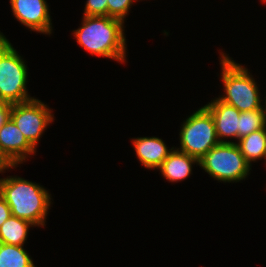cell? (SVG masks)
Instances as JSON below:
<instances>
[{"instance_id": "obj_8", "label": "cell", "mask_w": 266, "mask_h": 267, "mask_svg": "<svg viewBox=\"0 0 266 267\" xmlns=\"http://www.w3.org/2000/svg\"><path fill=\"white\" fill-rule=\"evenodd\" d=\"M14 18L30 31L50 35L52 23L46 0H9Z\"/></svg>"}, {"instance_id": "obj_11", "label": "cell", "mask_w": 266, "mask_h": 267, "mask_svg": "<svg viewBox=\"0 0 266 267\" xmlns=\"http://www.w3.org/2000/svg\"><path fill=\"white\" fill-rule=\"evenodd\" d=\"M131 141L138 160L147 169H158L174 148L169 149L159 137H137Z\"/></svg>"}, {"instance_id": "obj_20", "label": "cell", "mask_w": 266, "mask_h": 267, "mask_svg": "<svg viewBox=\"0 0 266 267\" xmlns=\"http://www.w3.org/2000/svg\"><path fill=\"white\" fill-rule=\"evenodd\" d=\"M12 105L0 100V128L10 117Z\"/></svg>"}, {"instance_id": "obj_1", "label": "cell", "mask_w": 266, "mask_h": 267, "mask_svg": "<svg viewBox=\"0 0 266 267\" xmlns=\"http://www.w3.org/2000/svg\"><path fill=\"white\" fill-rule=\"evenodd\" d=\"M76 42L91 55L126 62L124 22L110 16H85L81 26L73 30Z\"/></svg>"}, {"instance_id": "obj_2", "label": "cell", "mask_w": 266, "mask_h": 267, "mask_svg": "<svg viewBox=\"0 0 266 267\" xmlns=\"http://www.w3.org/2000/svg\"><path fill=\"white\" fill-rule=\"evenodd\" d=\"M0 195L9 205L12 215L44 227L52 196L38 183L18 176L0 178Z\"/></svg>"}, {"instance_id": "obj_15", "label": "cell", "mask_w": 266, "mask_h": 267, "mask_svg": "<svg viewBox=\"0 0 266 267\" xmlns=\"http://www.w3.org/2000/svg\"><path fill=\"white\" fill-rule=\"evenodd\" d=\"M0 267H36L23 246L0 243Z\"/></svg>"}, {"instance_id": "obj_13", "label": "cell", "mask_w": 266, "mask_h": 267, "mask_svg": "<svg viewBox=\"0 0 266 267\" xmlns=\"http://www.w3.org/2000/svg\"><path fill=\"white\" fill-rule=\"evenodd\" d=\"M237 142L241 154L251 166L252 162L266 160V128L254 131Z\"/></svg>"}, {"instance_id": "obj_6", "label": "cell", "mask_w": 266, "mask_h": 267, "mask_svg": "<svg viewBox=\"0 0 266 267\" xmlns=\"http://www.w3.org/2000/svg\"><path fill=\"white\" fill-rule=\"evenodd\" d=\"M180 128V147L176 149L198 160L220 143L214 119L204 106L188 116Z\"/></svg>"}, {"instance_id": "obj_4", "label": "cell", "mask_w": 266, "mask_h": 267, "mask_svg": "<svg viewBox=\"0 0 266 267\" xmlns=\"http://www.w3.org/2000/svg\"><path fill=\"white\" fill-rule=\"evenodd\" d=\"M25 63L0 32V100L12 105L34 99L28 94V69Z\"/></svg>"}, {"instance_id": "obj_12", "label": "cell", "mask_w": 266, "mask_h": 267, "mask_svg": "<svg viewBox=\"0 0 266 267\" xmlns=\"http://www.w3.org/2000/svg\"><path fill=\"white\" fill-rule=\"evenodd\" d=\"M199 165L196 157L173 148L168 157L158 168L161 175L169 182H181L192 174V165Z\"/></svg>"}, {"instance_id": "obj_18", "label": "cell", "mask_w": 266, "mask_h": 267, "mask_svg": "<svg viewBox=\"0 0 266 267\" xmlns=\"http://www.w3.org/2000/svg\"><path fill=\"white\" fill-rule=\"evenodd\" d=\"M107 2H110V0H87L83 15L108 16Z\"/></svg>"}, {"instance_id": "obj_10", "label": "cell", "mask_w": 266, "mask_h": 267, "mask_svg": "<svg viewBox=\"0 0 266 267\" xmlns=\"http://www.w3.org/2000/svg\"><path fill=\"white\" fill-rule=\"evenodd\" d=\"M204 107L214 119L218 141L220 143H234V141H227L228 138H235L238 141L240 111L218 98L211 100Z\"/></svg>"}, {"instance_id": "obj_3", "label": "cell", "mask_w": 266, "mask_h": 267, "mask_svg": "<svg viewBox=\"0 0 266 267\" xmlns=\"http://www.w3.org/2000/svg\"><path fill=\"white\" fill-rule=\"evenodd\" d=\"M220 60L224 94L218 99L240 112L266 109V99L262 105L260 90L248 68L236 63L223 52H220Z\"/></svg>"}, {"instance_id": "obj_7", "label": "cell", "mask_w": 266, "mask_h": 267, "mask_svg": "<svg viewBox=\"0 0 266 267\" xmlns=\"http://www.w3.org/2000/svg\"><path fill=\"white\" fill-rule=\"evenodd\" d=\"M10 118L27 140L37 148L47 126L54 121V114L44 102L34 98L24 103L12 104Z\"/></svg>"}, {"instance_id": "obj_9", "label": "cell", "mask_w": 266, "mask_h": 267, "mask_svg": "<svg viewBox=\"0 0 266 267\" xmlns=\"http://www.w3.org/2000/svg\"><path fill=\"white\" fill-rule=\"evenodd\" d=\"M36 148L27 140L13 120L9 119L0 128V154L10 165H19L36 153Z\"/></svg>"}, {"instance_id": "obj_21", "label": "cell", "mask_w": 266, "mask_h": 267, "mask_svg": "<svg viewBox=\"0 0 266 267\" xmlns=\"http://www.w3.org/2000/svg\"><path fill=\"white\" fill-rule=\"evenodd\" d=\"M9 168H16V165H10L0 154V173H5L6 170H9Z\"/></svg>"}, {"instance_id": "obj_19", "label": "cell", "mask_w": 266, "mask_h": 267, "mask_svg": "<svg viewBox=\"0 0 266 267\" xmlns=\"http://www.w3.org/2000/svg\"><path fill=\"white\" fill-rule=\"evenodd\" d=\"M12 215L9 205L6 203V200L0 195V227L2 224L9 219Z\"/></svg>"}, {"instance_id": "obj_16", "label": "cell", "mask_w": 266, "mask_h": 267, "mask_svg": "<svg viewBox=\"0 0 266 267\" xmlns=\"http://www.w3.org/2000/svg\"><path fill=\"white\" fill-rule=\"evenodd\" d=\"M266 128V109L240 112L238 140Z\"/></svg>"}, {"instance_id": "obj_14", "label": "cell", "mask_w": 266, "mask_h": 267, "mask_svg": "<svg viewBox=\"0 0 266 267\" xmlns=\"http://www.w3.org/2000/svg\"><path fill=\"white\" fill-rule=\"evenodd\" d=\"M30 227L34 225L11 215L0 227V243L24 246Z\"/></svg>"}, {"instance_id": "obj_17", "label": "cell", "mask_w": 266, "mask_h": 267, "mask_svg": "<svg viewBox=\"0 0 266 267\" xmlns=\"http://www.w3.org/2000/svg\"><path fill=\"white\" fill-rule=\"evenodd\" d=\"M138 0H110L107 2L108 16L125 21L126 15L133 5V2Z\"/></svg>"}, {"instance_id": "obj_5", "label": "cell", "mask_w": 266, "mask_h": 267, "mask_svg": "<svg viewBox=\"0 0 266 267\" xmlns=\"http://www.w3.org/2000/svg\"><path fill=\"white\" fill-rule=\"evenodd\" d=\"M199 166L214 180L225 183L245 180L251 170L236 142L214 146L199 159Z\"/></svg>"}]
</instances>
